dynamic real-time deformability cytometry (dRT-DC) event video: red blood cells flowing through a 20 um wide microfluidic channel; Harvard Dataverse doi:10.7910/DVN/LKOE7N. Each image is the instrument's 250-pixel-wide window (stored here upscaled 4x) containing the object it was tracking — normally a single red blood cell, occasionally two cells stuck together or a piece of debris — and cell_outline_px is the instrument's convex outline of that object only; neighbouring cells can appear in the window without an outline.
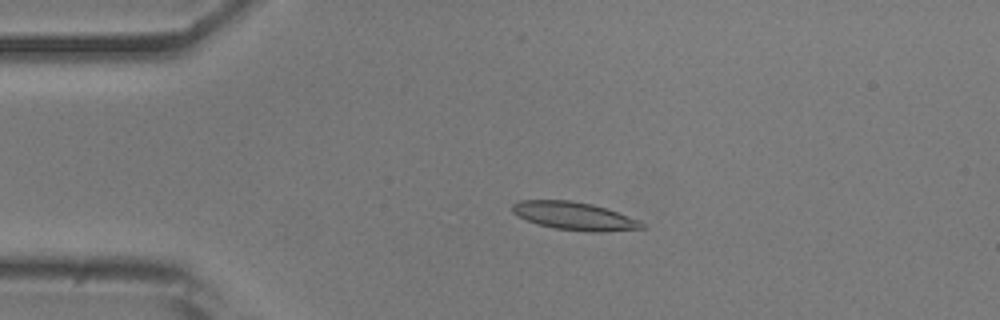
{"species": "common noctule bat (a hibernating species)", "species_latin": "Nyctalus noctula", "temperature_condition": "room temperature", "stored_images_in_passage": 5, "camera_frame_rate_fps": 3000, "um_per_image_px": 0.085, "animal": {"sex": "male", "body_mass_g": 20.5, "forearm_length_mm": 52.5}, "frame": {"image": 1, "passage_image": 3, "time_ms": 3.333, "image_size_px": [1000, 320], "cell_outline_px": [[648, 228], [600, 232], [588, 232], [556, 228], [540, 224], [528, 220], [512, 212], [512, 204], [520, 200], [572, 200], [592, 204], [640, 220]], "centroid_in_image_um": [48.85, 18.36], "position_along_channel_um": 36.1, "area_um2": 20.92}}